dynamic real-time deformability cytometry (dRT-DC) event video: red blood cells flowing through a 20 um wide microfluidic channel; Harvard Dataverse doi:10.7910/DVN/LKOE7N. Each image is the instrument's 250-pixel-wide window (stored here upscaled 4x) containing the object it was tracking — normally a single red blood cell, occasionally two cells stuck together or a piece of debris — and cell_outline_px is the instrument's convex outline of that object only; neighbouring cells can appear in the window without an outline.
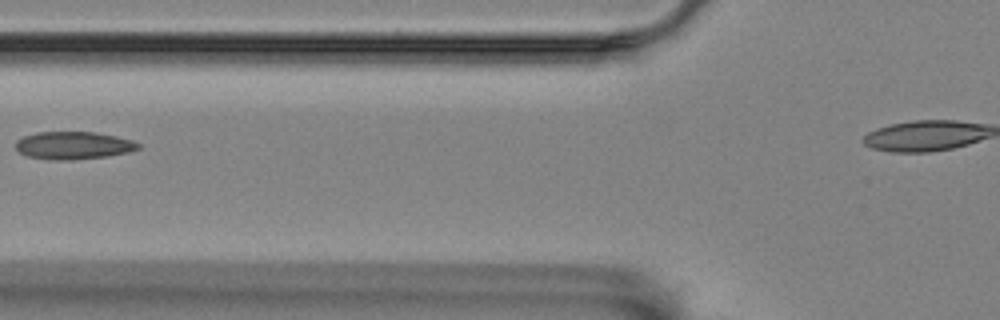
{"species": "Egyptian fruit bat (a non-hibernating species)", "species_latin": "Rousettus aegyptiacus", "temperature_condition": "room temperature", "stored_images_in_passage": 6, "camera_frame_rate_fps": 3000, "um_per_image_px": 0.085, "animal": {"sex": "female"}, "frame": {"image": 1, "passage_image": 6, "time_ms": 1.667, "image_size_px": [1000, 320], "cell_outline_px": [[140, 148], [128, 152], [108, 156], [72, 160], [48, 160], [24, 156], [16, 148], [16, 140], [24, 136], [36, 132], [96, 132], [116, 136], [132, 140], [140, 144]], "centroid_in_image_um": [6.22, 12.37], "position_along_channel_um": 119.6, "area_um2": 19.94}}